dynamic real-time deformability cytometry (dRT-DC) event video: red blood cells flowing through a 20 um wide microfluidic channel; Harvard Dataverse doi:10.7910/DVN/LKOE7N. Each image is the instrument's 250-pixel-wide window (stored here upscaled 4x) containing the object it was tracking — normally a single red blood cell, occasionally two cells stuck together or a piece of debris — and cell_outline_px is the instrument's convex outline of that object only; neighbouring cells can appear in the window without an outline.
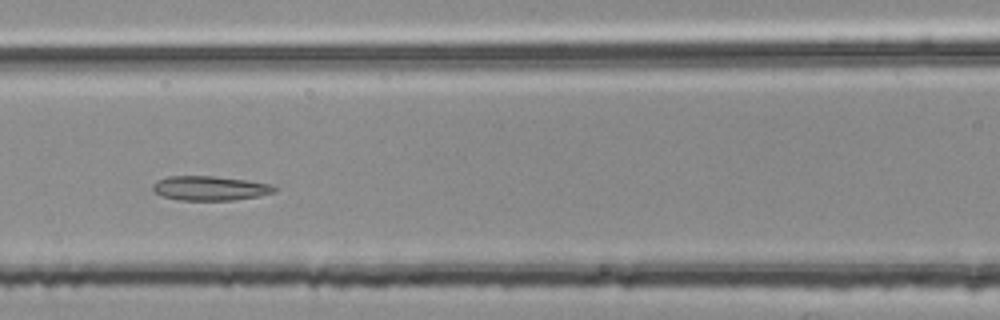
{"species": "common noctule bat (a hibernating species)", "species_latin": "Nyctalus noctula", "temperature_condition": "room temperature", "stored_images_in_passage": 46, "segment_of_instrument_passage": [2, 2], "camera_frame_rate_fps": 3000, "um_per_image_px": 0.085, "animal": {"sex": "female", "body_mass_g": 25.1}, "frame": {"image": 1, "passage_image": 18, "time_ms": 5.667, "image_size_px": [1000, 320], "cell_outline_px": [[280, 188], [276, 192], [260, 196], [232, 200], [180, 200], [164, 196], [152, 192], [152, 184], [156, 180], [168, 176], [212, 176], [276, 184]], "centroid_in_image_um": [17.89, 15.99], "position_along_channel_um": 148.7, "area_um2": 17.57}}
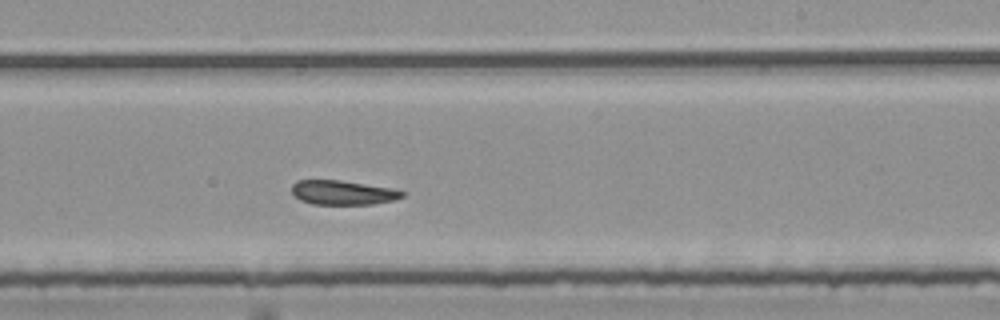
{"frame": {"image": 2, "passage_image": 27, "time_ms": 8.667, "image_size_px": [1000, 320], "cell_outline_px": [[404, 196], [396, 200], [372, 204], [312, 204], [300, 200], [292, 192], [292, 184], [296, 180], [340, 180], [392, 188], [404, 192]], "centroid_in_image_um": [29.14, 16.37], "position_along_channel_um": 259.9, "area_um2": 15.66}}
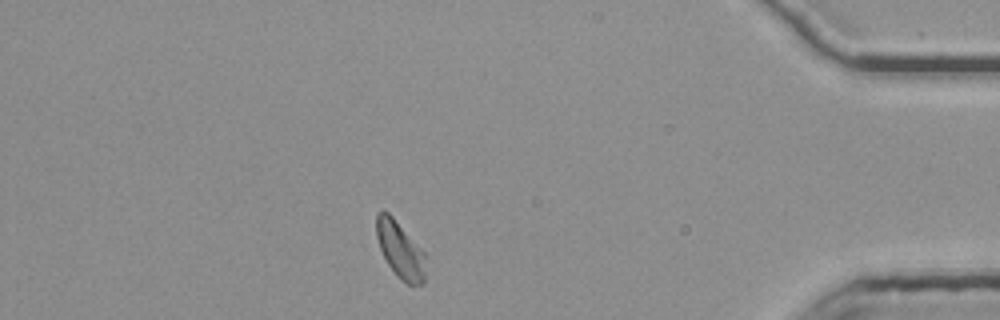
{"frame": {"image": 3, "passage_image": 42, "time_ms": 13.667, "image_size_px": [1000, 320], "cell_outline_px": [[424, 284], [408, 284], [396, 276], [388, 264], [380, 248], [376, 236], [376, 212], [388, 212], [392, 216], [424, 252]], "centroid_in_image_um": [33.99, 21.24], "position_along_channel_um": 401.2, "area_um2": 15.84}}